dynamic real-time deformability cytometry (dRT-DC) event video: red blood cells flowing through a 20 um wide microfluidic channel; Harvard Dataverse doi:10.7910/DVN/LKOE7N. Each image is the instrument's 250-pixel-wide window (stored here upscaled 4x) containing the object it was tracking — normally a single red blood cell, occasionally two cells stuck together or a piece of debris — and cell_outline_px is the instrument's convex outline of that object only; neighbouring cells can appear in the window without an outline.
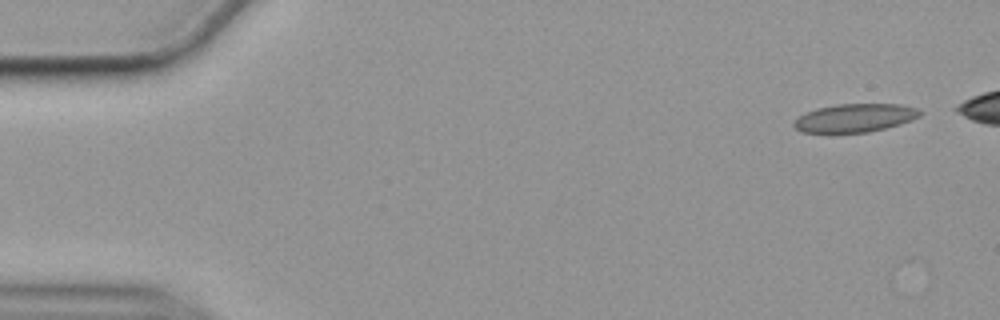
{"species": "common noctule bat (a hibernating species)", "species_latin": "Nyctalus noctula", "temperature_condition": "cold", "stored_images_in_passage": 21, "camera_frame_rate_fps": 3000, "um_per_image_px": 0.085, "animal": {"sex": "female", "body_mass_g": 19.9}, "frame": {"image": 1, "passage_image": 1, "time_ms": 0.0, "image_size_px": [1000, 320], "cell_outline_px": [[924, 112], [920, 116], [912, 120], [900, 124], [868, 132], [804, 132], [796, 128], [792, 124], [804, 112], [816, 108], [836, 104], [900, 104], [916, 108]], "centroid_in_image_um": [72.69, 10.01], "position_along_channel_um": 12.3, "area_um2": 20.69}}